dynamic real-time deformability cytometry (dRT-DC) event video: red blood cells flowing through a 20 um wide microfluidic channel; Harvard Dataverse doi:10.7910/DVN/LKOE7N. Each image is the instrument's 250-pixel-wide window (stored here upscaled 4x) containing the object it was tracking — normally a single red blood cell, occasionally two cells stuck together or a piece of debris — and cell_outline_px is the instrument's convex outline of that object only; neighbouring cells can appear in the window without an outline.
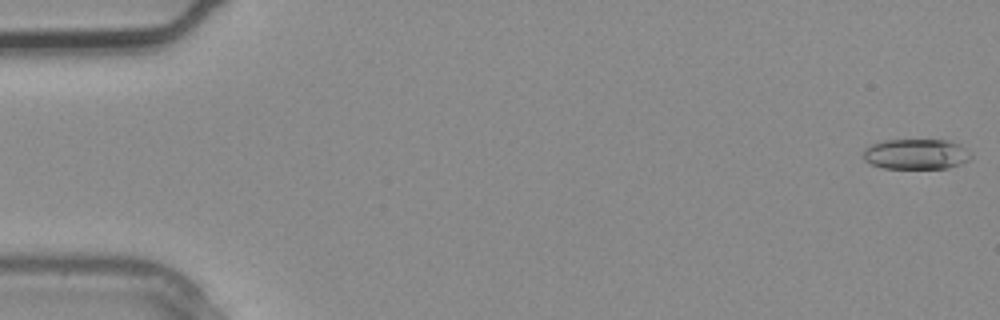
{"species": "common noctule bat (a hibernating species)", "species_latin": "Nyctalus noctula", "temperature_condition": "warm", "stored_images_in_passage": 3, "camera_frame_rate_fps": 3000, "um_per_image_px": 0.085, "animal": {"sex": "male", "body_mass_g": 20.4}, "frame": {"image": 1, "passage_image": 1, "time_ms": 0.0, "image_size_px": [1000, 320], "cell_outline_px": [[972, 156], [968, 160], [960, 164], [948, 168], [884, 168], [872, 164], [864, 160], [864, 148], [880, 140], [948, 140], [960, 144], [972, 152]], "centroid_in_image_um": [77.89, 13.09], "position_along_channel_um": 7.1, "area_um2": 19.19}}
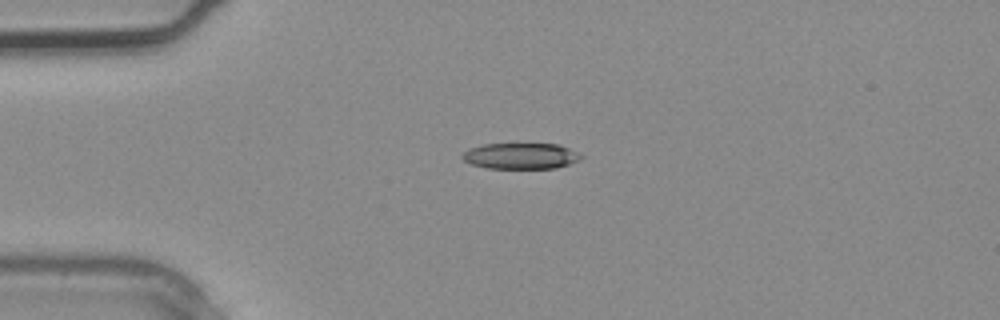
{"frame": {"image": 2, "passage_image": 3, "time_ms": 0.667, "image_size_px": [1000, 320], "cell_outline_px": [[584, 156], [580, 160], [556, 168], [488, 168], [472, 164], [464, 160], [460, 156], [468, 148], [484, 144], [556, 144], [568, 148]], "centroid_in_image_um": [44.25, 13.25], "position_along_channel_um": 40.8, "area_um2": 17.86}}